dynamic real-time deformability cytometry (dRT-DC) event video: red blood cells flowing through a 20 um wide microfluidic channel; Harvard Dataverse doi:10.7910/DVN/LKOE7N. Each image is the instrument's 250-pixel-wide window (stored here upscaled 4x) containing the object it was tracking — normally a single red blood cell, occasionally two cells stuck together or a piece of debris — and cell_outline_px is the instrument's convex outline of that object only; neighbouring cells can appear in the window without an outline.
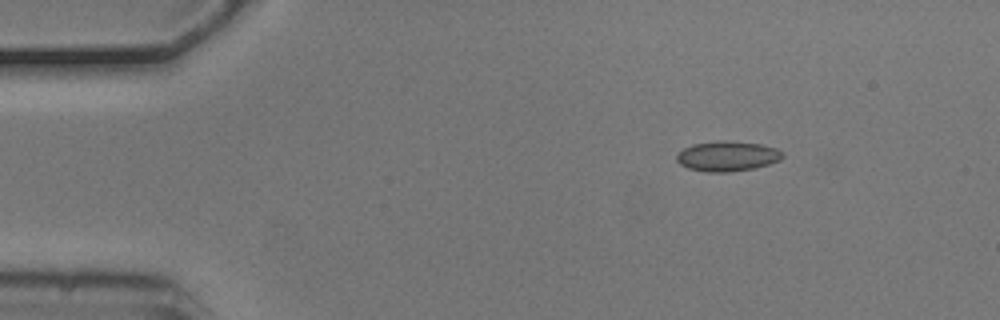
{"species": "common noctule bat (a hibernating species)", "species_latin": "Nyctalus noctula", "temperature_condition": "cold", "stored_images_in_passage": 3, "camera_frame_rate_fps": 3000, "um_per_image_px": 0.085, "animal": {"sex": "male", "body_mass_g": 20.5, "forearm_length_mm": 52.5}, "frame": {"image": 1, "passage_image": 1, "time_ms": 0.0, "image_size_px": [1000, 320], "cell_outline_px": [[784, 156], [780, 160], [768, 164], [752, 168], [728, 172], [704, 172], [688, 168], [680, 164], [676, 160], [676, 156], [684, 148], [692, 144], [716, 140], [728, 140], [760, 144], [776, 148], [784, 152]], "centroid_in_image_um": [61.82, 13.26], "position_along_channel_um": 23.2, "area_um2": 18.67}}